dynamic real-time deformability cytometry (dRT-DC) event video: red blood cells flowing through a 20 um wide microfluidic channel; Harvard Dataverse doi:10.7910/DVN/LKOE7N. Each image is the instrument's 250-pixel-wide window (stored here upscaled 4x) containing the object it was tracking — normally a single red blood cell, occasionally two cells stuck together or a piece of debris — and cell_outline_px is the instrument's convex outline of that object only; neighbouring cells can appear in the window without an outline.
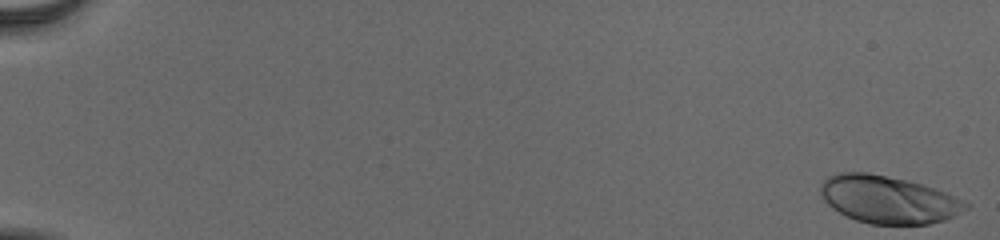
{"species": "human", "species_latin": "Homo sapiens", "temperature_condition": "cold", "stored_images_in_passage": 55, "camera_frame_rate_fps": 3000, "um_per_image_px": 0.085, "donor": {"sex": "male"}, "frame": {"image": 1, "passage_image": 1, "time_ms": 0.0, "image_size_px": [1000, 240], "cell_outline_px": [[968, 208], [944, 220], [928, 224], [872, 224], [856, 220], [840, 212], [828, 204], [824, 200], [820, 192], [820, 188], [824, 180], [828, 176], [840, 172], [868, 172], [904, 180], [920, 184], [944, 192], [968, 204]], "centroid_in_image_um": [75.45, 16.96], "position_along_channel_um": 9.5, "area_um2": 39.48}}
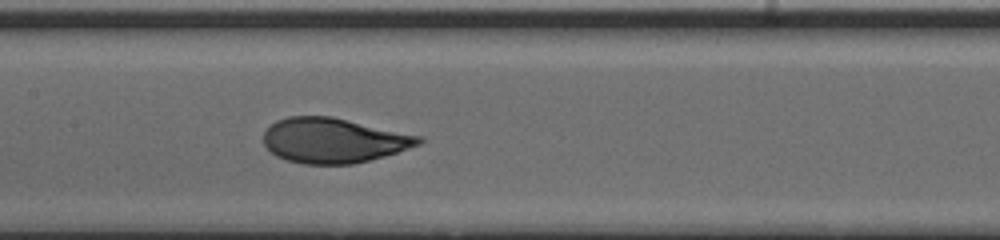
{"frame": {"image": 2, "passage_image": 30, "time_ms": 9.667, "image_size_px": [1000, 240], "cell_outline_px": [[424, 140], [420, 144], [384, 156], [352, 164], [304, 164], [284, 160], [276, 156], [264, 144], [264, 132], [276, 120], [288, 116], [332, 116], [424, 136]], "centroid_in_image_um": [28.36, 11.93], "position_along_channel_um": 179.0, "area_um2": 40.75}}
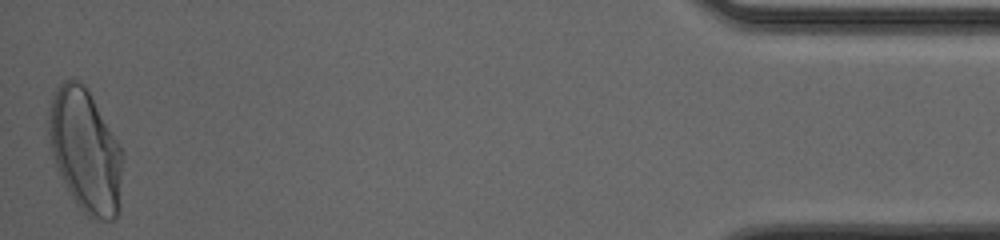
{"frame": {"image": 3, "passage_image": 55, "time_ms": 18.0, "image_size_px": [1000, 240], "cell_outline_px": [[124, 156], [120, 212], [112, 220], [100, 220], [88, 216], [76, 204], [56, 168], [52, 152], [48, 132], [48, 112], [52, 96], [56, 88], [64, 80], [72, 76], [80, 80], [84, 84], [120, 144], [124, 152]], "centroid_in_image_um": [7.28, 12.81], "position_along_channel_um": 427.9, "area_um2": 53.75}, "authors_computed_cell_mechanics": {"area_um2": 40.5178, "velocity_mm_per_s": 3.8819, "shape_relaxation_time_tau1_ms": 4.4254, "shape_relaxation_time_tau2_ms": null, "deformation_change_tau1": 0.1932, "deformation_change_tau2": null}}